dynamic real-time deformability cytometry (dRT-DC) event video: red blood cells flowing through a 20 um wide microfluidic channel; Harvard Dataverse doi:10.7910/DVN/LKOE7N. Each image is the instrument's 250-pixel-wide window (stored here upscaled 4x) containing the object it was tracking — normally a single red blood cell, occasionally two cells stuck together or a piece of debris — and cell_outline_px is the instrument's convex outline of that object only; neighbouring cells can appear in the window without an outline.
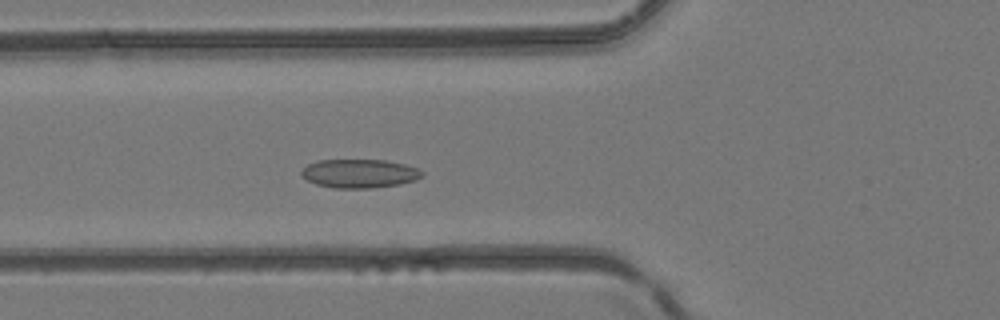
{"species": "common noctule bat (a hibernating species)", "species_latin": "Nyctalus noctula", "temperature_condition": "room temperature", "stored_images_in_passage": 46, "camera_frame_rate_fps": 3000, "um_per_image_px": 0.085, "animal": {"sex": "female", "body_mass_g": 24.6, "forearm_length_mm": 56.2}, "frame": {"image": 1, "passage_image": 15, "time_ms": 4.667, "image_size_px": [1000, 320], "cell_outline_px": [[424, 176], [416, 180], [400, 184], [372, 188], [332, 188], [316, 184], [300, 176], [300, 172], [308, 164], [320, 160], [384, 160], [404, 164], [416, 168], [424, 172]], "centroid_in_image_um": [30.56, 14.75], "position_along_channel_um": 95.2, "area_um2": 20.23}}
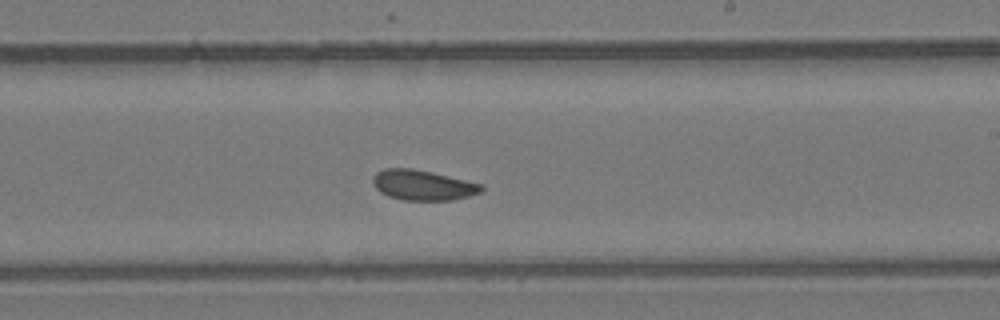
{"frame": {"image": 2, "passage_image": 26, "time_ms": 8.333, "image_size_px": [1000, 320], "cell_outline_px": [[484, 188], [480, 192], [468, 196], [452, 200], [404, 200], [388, 196], [380, 192], [372, 184], [372, 176], [376, 172], [384, 168], [412, 168], [432, 172], [484, 184]], "centroid_in_image_um": [35.92, 15.73], "position_along_channel_um": 253.1, "area_um2": 19.25}}
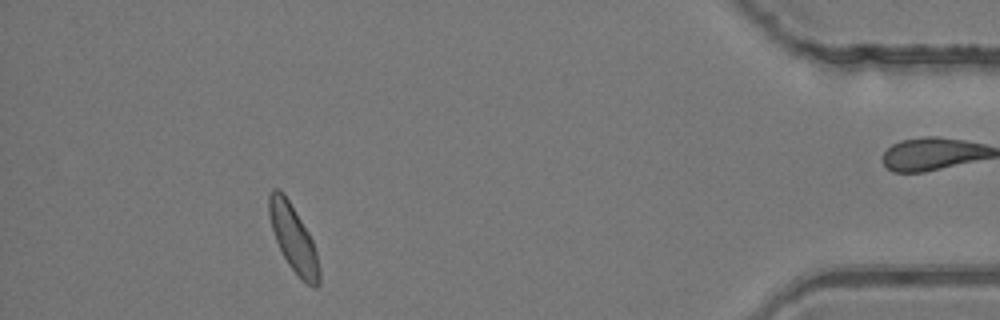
{"frame": {"image": 3, "passage_image": 41, "time_ms": 13.333, "image_size_px": [1000, 320], "cell_outline_px": [[320, 284], [316, 288], [300, 280], [288, 264], [276, 240], [268, 216], [268, 196], [272, 188], [280, 188], [284, 192], [308, 232], [312, 240], [316, 252], [320, 268]], "centroid_in_image_um": [24.93, 20.26], "position_along_channel_um": 410.3, "area_um2": 19.59}}